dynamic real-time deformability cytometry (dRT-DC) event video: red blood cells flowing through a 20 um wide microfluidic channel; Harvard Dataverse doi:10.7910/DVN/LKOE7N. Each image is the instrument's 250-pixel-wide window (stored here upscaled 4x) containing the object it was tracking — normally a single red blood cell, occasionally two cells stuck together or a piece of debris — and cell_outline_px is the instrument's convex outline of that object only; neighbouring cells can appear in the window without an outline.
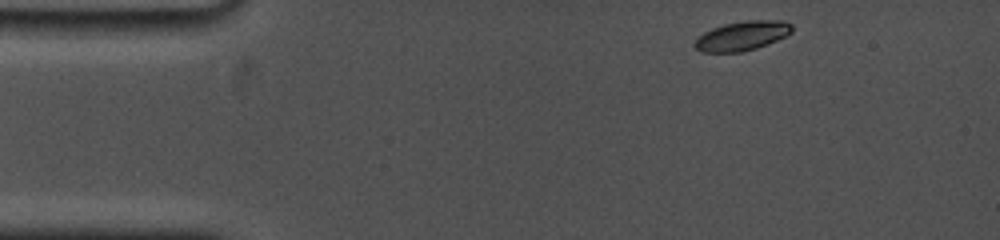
{"species": "common noctule bat (a hibernating species)", "species_latin": "Nyctalus noctula", "temperature_condition": "cold", "stored_images_in_passage": 24, "camera_frame_rate_fps": 5000, "um_per_image_px": 0.085, "animal": {"sex": "female", "body_mass_g": 19.0, "forearm_length_mm": 53.3}, "frame": {"image": 1, "passage_image": 1, "time_ms": 0.0, "image_size_px": [1000, 240], "cell_outline_px": [[792, 32], [788, 36], [768, 44], [756, 48], [740, 52], [700, 52], [692, 44], [704, 32], [712, 28], [724, 24], [744, 20], [784, 20], [792, 24]], "centroid_in_image_um": [63.12, 3.04], "position_along_channel_um": 21.9, "area_um2": 16.82}}
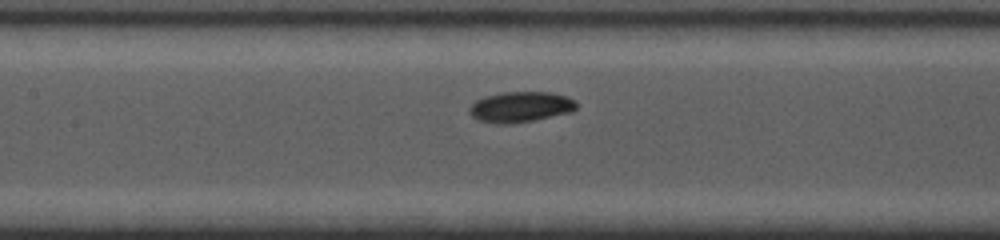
{"frame": {"image": 2, "passage_image": 11, "time_ms": 5.8, "image_size_px": [1000, 240], "cell_outline_px": [[576, 108], [572, 112], [512, 124], [496, 124], [476, 120], [468, 112], [468, 108], [476, 100], [484, 96], [504, 92], [552, 92], [576, 100]], "centroid_in_image_um": [44.2, 9.09], "position_along_channel_um": 163.2, "area_um2": 19.19}}
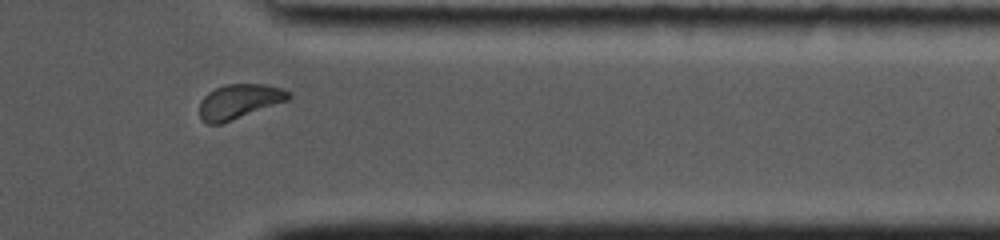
{"frame": {"image": 3, "passage_image": 21, "time_ms": 12.0, "image_size_px": [1000, 240], "cell_outline_px": [[292, 96], [288, 100], [220, 124], [208, 124], [200, 120], [200, 100], [208, 92], [224, 84], [264, 84], [284, 88], [292, 92]], "centroid_in_image_um": [20.34, 8.61], "position_along_channel_um": 391.1, "area_um2": 18.03}, "authors_computed_cell_mechanics": {"area_um2": 17.629, "velocity_mm_per_s": 3.6743, "shape_relaxation_time_tau1_ms": 1.3966, "shape_relaxation_time_tau2_ms": null, "deformation_change_tau1": 0.0885, "deformation_change_tau2": null}}